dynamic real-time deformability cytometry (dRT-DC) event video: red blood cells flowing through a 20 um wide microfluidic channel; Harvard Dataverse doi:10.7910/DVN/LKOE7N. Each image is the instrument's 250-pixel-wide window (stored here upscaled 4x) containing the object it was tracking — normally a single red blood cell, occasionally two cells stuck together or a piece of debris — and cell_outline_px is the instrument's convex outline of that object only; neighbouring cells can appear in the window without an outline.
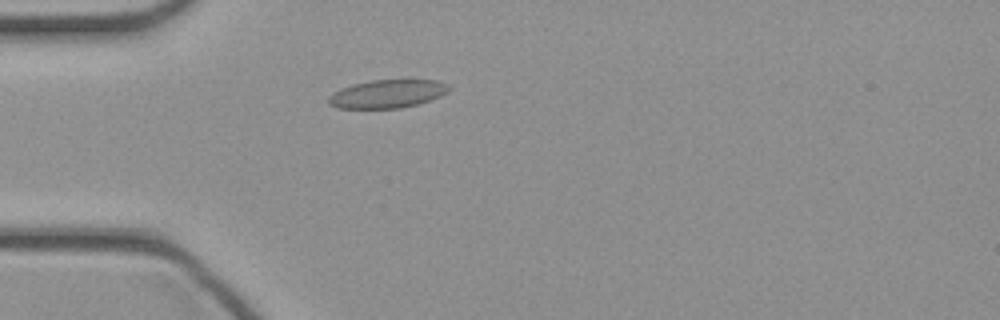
{"species": "common noctule bat (a hibernating species)", "species_latin": "Nyctalus noctula", "temperature_condition": "cold", "stored_images_in_passage": 43, "camera_frame_rate_fps": 3000, "um_per_image_px": 0.085, "animal": {"sex": "female", "body_mass_g": 21.9}, "frame": {"image": 1, "passage_image": 10, "time_ms": 3.0, "image_size_px": [1000, 320], "cell_outline_px": [[452, 88], [448, 92], [440, 96], [420, 104], [400, 108], [336, 108], [328, 104], [328, 96], [332, 92], [340, 88], [352, 84], [368, 80], [436, 80], [448, 84]], "centroid_in_image_um": [32.91, 7.97], "position_along_channel_um": 52.1, "area_um2": 20.11}}
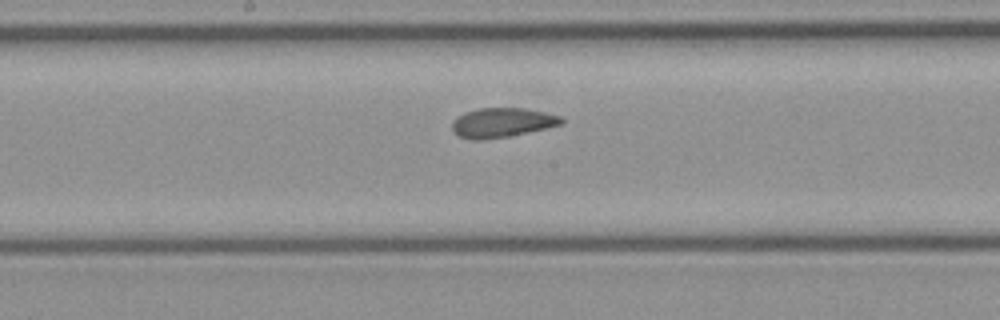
{"frame": {"image": 2, "passage_image": 21, "time_ms": 6.667, "image_size_px": [1000, 320], "cell_outline_px": [[564, 124], [508, 136], [480, 140], [472, 140], [460, 136], [452, 132], [452, 120], [456, 116], [464, 112], [480, 108], [524, 108], [544, 112], [560, 116], [564, 120]], "centroid_in_image_um": [42.64, 10.41], "position_along_channel_um": 205.6, "area_um2": 18.79}}
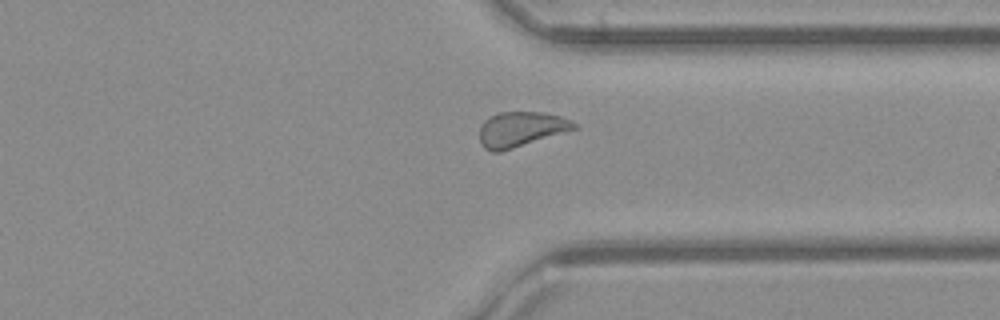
{"frame": {"image": 3, "passage_image": 32, "time_ms": 10.333, "image_size_px": [1000, 320], "cell_outline_px": [[580, 128], [500, 152], [492, 152], [484, 148], [480, 144], [480, 124], [488, 116], [496, 112], [544, 112], [560, 116], [572, 120], [580, 124]], "centroid_in_image_um": [44.3, 10.97], "position_along_channel_um": 367.1, "area_um2": 19.77}}